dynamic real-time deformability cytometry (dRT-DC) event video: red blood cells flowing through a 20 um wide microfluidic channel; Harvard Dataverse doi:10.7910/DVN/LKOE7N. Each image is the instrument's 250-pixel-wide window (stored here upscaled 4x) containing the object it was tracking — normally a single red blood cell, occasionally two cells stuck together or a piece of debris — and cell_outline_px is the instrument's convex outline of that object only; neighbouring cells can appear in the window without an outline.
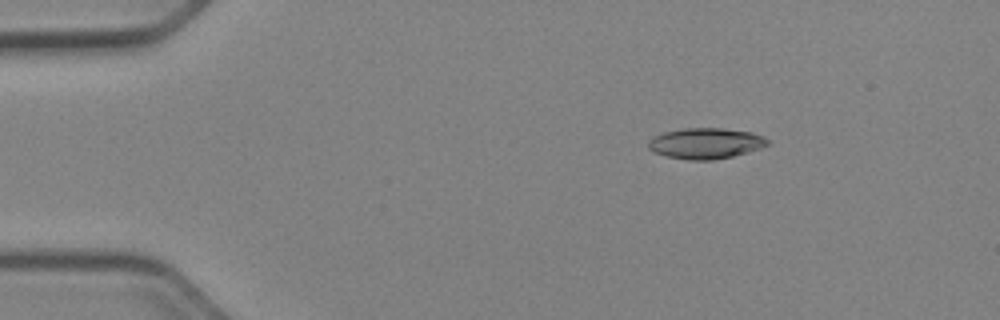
{"species": "Egyptian fruit bat (a non-hibernating species)", "species_latin": "Rousettus aegyptiacus", "temperature_condition": "cold", "stored_images_in_passage": 44, "camera_frame_rate_fps": 3000, "um_per_image_px": 0.085, "animal": {"sex": "female"}, "frame": {"image": 1, "passage_image": 1, "time_ms": 0.0, "image_size_px": [1000, 320], "cell_outline_px": [[768, 144], [760, 148], [732, 156], [712, 160], [688, 160], [668, 156], [656, 152], [648, 148], [648, 140], [664, 132], [684, 128], [724, 128], [752, 132], [764, 136], [768, 140]], "centroid_in_image_um": [59.99, 12.17], "position_along_channel_um": 25.0, "area_um2": 21.21}}
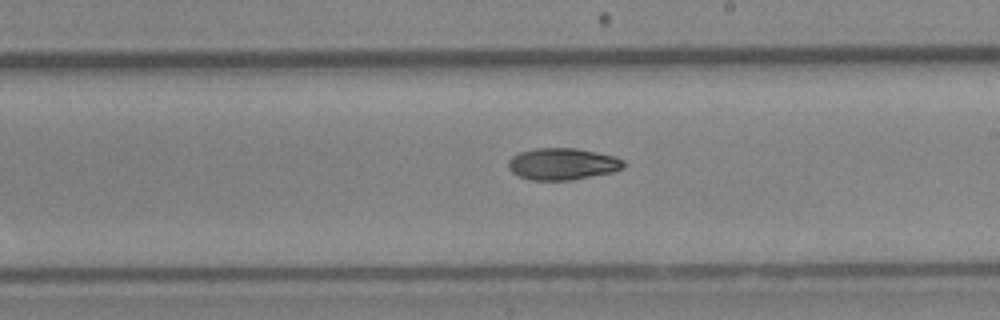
{"frame": {"image": 2, "passage_image": 23, "time_ms": 7.333, "image_size_px": [1000, 320], "cell_outline_px": [[628, 164], [624, 168], [612, 172], [572, 180], [532, 180], [516, 176], [508, 168], [508, 160], [512, 156], [520, 152], [536, 148], [576, 148], [616, 156], [624, 160]], "centroid_in_image_um": [47.83, 13.94], "position_along_channel_um": 241.2, "area_um2": 21.62}}
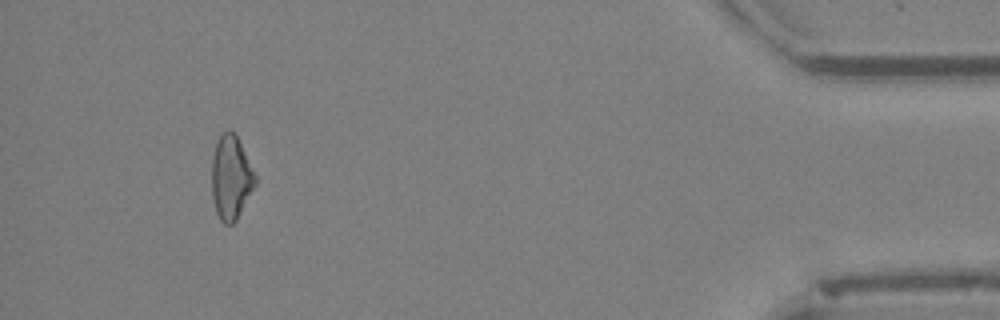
{"frame": {"image": 3, "passage_image": 41, "time_ms": 13.333, "image_size_px": [1000, 320], "cell_outline_px": [[256, 184], [236, 220], [232, 224], [224, 224], [220, 220], [216, 212], [212, 196], [212, 160], [216, 144], [220, 132], [228, 128], [236, 136], [256, 176]], "centroid_in_image_um": [19.61, 15.1], "position_along_channel_um": 415.6, "area_um2": 21.04}, "authors_computed_cell_mechanics": {"area_um2": 21.4149, "velocity_mm_per_s": 3.9775, "shape_relaxation_time_tau1_ms": 7.9281, "shape_relaxation_time_tau2_ms": null, "deformation_change_tau1": 0.171, "deformation_change_tau2": null}}